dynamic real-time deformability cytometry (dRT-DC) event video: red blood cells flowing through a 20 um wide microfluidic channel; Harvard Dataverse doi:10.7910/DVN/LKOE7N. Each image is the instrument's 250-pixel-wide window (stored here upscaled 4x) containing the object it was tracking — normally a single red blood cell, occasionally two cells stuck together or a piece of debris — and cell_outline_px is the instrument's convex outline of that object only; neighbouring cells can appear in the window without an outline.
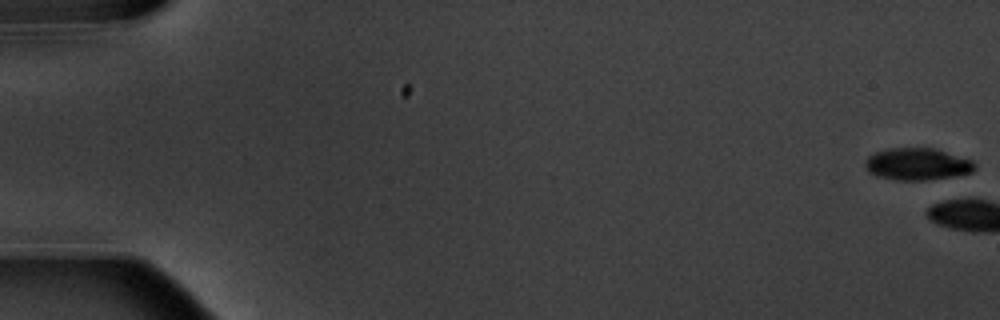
{"species": "common noctule bat (a hibernating species)", "species_latin": "Nyctalus noctula", "temperature_condition": "warm", "stored_images_in_passage": 6, "camera_frame_rate_fps": 3000, "um_per_image_px": 0.085, "animal": {"sex": "male", "body_mass_g": 20.1, "forearm_length_mm": 53.5}, "frame": {"image": 1, "passage_image": 1, "time_ms": 0.0, "image_size_px": [1000, 320], "cell_outline_px": [[976, 168], [972, 172], [952, 176], [924, 180], [900, 180], [876, 176], [868, 172], [864, 164], [864, 160], [868, 156], [876, 152], [888, 148], [936, 148], [972, 160], [976, 164]], "centroid_in_image_um": [77.96, 13.94], "position_along_channel_um": 7.0, "area_um2": 20.52}}
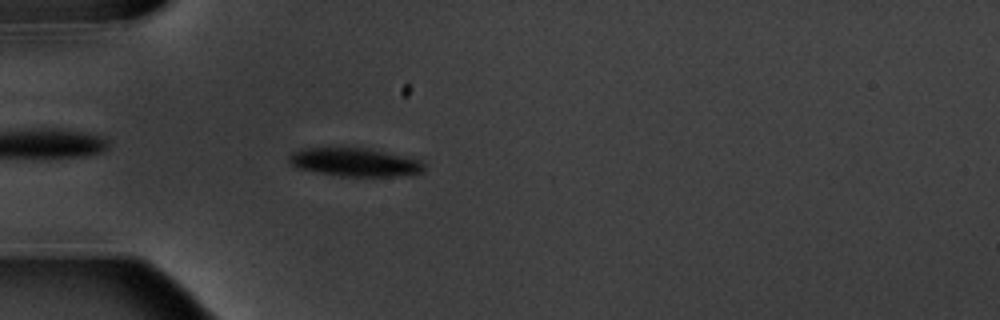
{"frame": {"image": 2, "passage_image": 6, "time_ms": 6.667, "image_size_px": [1000, 320], "cell_outline_px": [[424, 172], [396, 176], [340, 176], [296, 168], [288, 160], [288, 156], [292, 152], [300, 148], [364, 148], [384, 152], [420, 160], [424, 164]], "centroid_in_image_um": [30.11, 13.79], "position_along_channel_um": 54.9, "area_um2": 22.08}}